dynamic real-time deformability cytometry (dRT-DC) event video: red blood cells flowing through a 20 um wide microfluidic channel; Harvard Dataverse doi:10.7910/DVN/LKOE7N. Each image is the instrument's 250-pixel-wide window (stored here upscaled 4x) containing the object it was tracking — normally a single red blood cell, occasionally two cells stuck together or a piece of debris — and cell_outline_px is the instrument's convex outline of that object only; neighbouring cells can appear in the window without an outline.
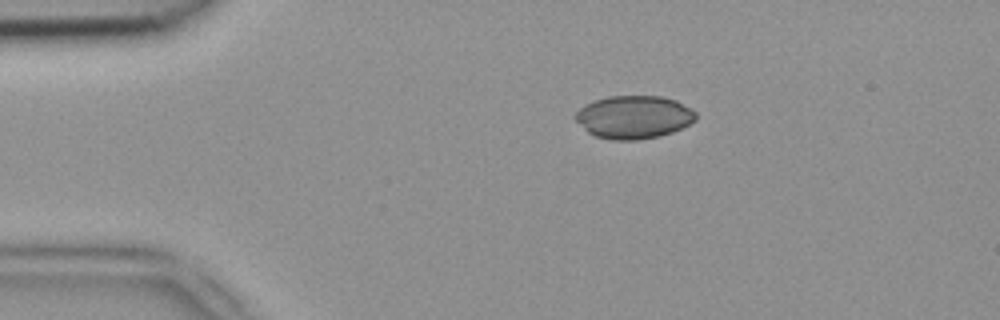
{"species": "common noctule bat (a hibernating species)", "species_latin": "Nyctalus noctula", "temperature_condition": "room temperature", "stored_images_in_passage": 41, "camera_frame_rate_fps": 3000, "um_per_image_px": 0.085, "animal": {"sex": "female", "body_mass_g": 18.4}, "frame": {"image": 1, "passage_image": 1, "time_ms": 0.0, "image_size_px": [1000, 320], "cell_outline_px": [[696, 120], [672, 132], [660, 136], [636, 140], [612, 140], [596, 136], [588, 132], [572, 116], [584, 104], [608, 96], [660, 96], [676, 100], [692, 108], [696, 112]], "centroid_in_image_um": [53.87, 9.95], "position_along_channel_um": 31.1, "area_um2": 30.23}}
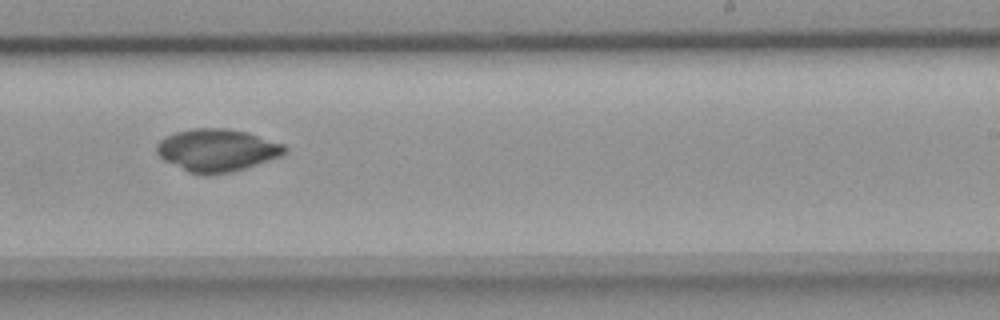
{"frame": {"image": 2, "passage_image": 22, "time_ms": 7.0, "image_size_px": [1000, 320], "cell_outline_px": [[288, 148], [280, 156], [232, 172], [208, 176], [204, 176], [188, 172], [164, 160], [156, 152], [156, 144], [164, 136], [176, 132], [192, 128], [228, 128], [248, 132], [284, 144]], "centroid_in_image_um": [18.42, 12.77], "position_along_channel_um": 270.6, "area_um2": 31.91}}
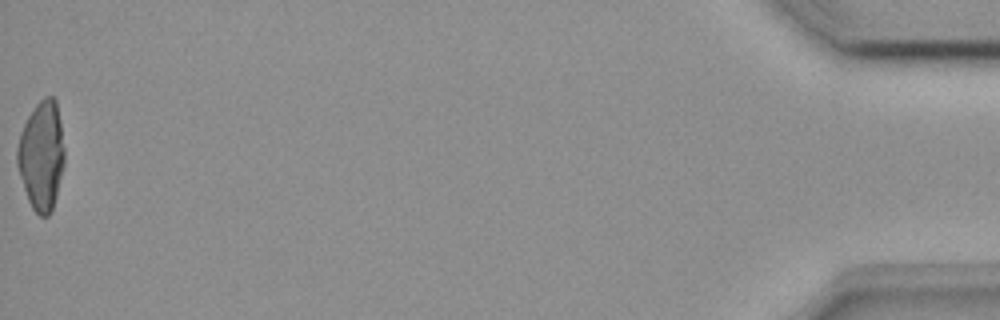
{"frame": {"image": 3, "passage_image": 41, "time_ms": 13.333, "image_size_px": [1000, 320], "cell_outline_px": [[64, 164], [52, 212], [48, 216], [40, 216], [32, 208], [28, 200], [16, 164], [16, 148], [20, 132], [28, 116], [36, 104], [44, 96], [52, 96], [56, 100], [60, 120], [64, 148]], "centroid_in_image_um": [3.52, 13.22], "position_along_channel_um": 431.7, "area_um2": 30.11}}